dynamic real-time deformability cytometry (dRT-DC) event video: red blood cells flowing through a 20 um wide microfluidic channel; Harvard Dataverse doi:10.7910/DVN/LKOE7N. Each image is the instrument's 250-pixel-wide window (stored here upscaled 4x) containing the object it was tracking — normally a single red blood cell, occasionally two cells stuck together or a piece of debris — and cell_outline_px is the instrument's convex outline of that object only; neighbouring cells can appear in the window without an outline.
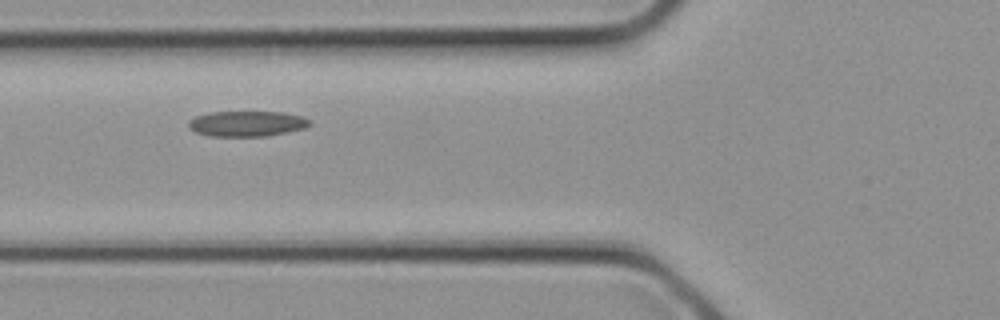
{"species": "common noctule bat (a hibernating species)", "species_latin": "Nyctalus noctula", "temperature_condition": "cold", "stored_images_in_passage": 4, "camera_frame_rate_fps": 3000, "um_per_image_px": 0.085, "animal": {"sex": "female", "body_mass_g": 21.9}, "frame": {"image": 1, "passage_image": 4, "time_ms": 1.0, "image_size_px": [1000, 320], "cell_outline_px": [[312, 124], [304, 128], [268, 136], [208, 136], [196, 132], [188, 124], [188, 120], [196, 116], [208, 112], [284, 112], [300, 116], [312, 120]], "centroid_in_image_um": [21.0, 10.51], "position_along_channel_um": 104.8, "area_um2": 17.98}}